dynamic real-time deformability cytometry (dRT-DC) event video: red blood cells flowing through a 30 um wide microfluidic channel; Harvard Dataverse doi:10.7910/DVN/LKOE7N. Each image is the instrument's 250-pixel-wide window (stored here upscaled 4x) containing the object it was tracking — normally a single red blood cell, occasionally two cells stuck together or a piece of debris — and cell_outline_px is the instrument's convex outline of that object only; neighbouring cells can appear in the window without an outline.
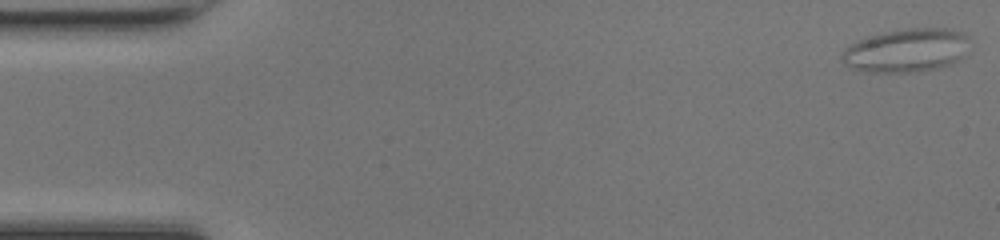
{"species": "common noctule bat (a hibernating species)", "species_latin": "Nyctalus noctula", "temperature_condition": "room temperature", "stored_images_in_passage": 49, "camera_frame_rate_fps": 3000, "um_per_image_px": 0.085, "animal": {"sex": "female", "body_mass_g": 17.0, "forearm_length_mm": 48.0}, "frame": {"image": 1, "passage_image": 1, "time_ms": 0.0, "image_size_px": [1000, 240], "cell_outline_px": [[968, 36], [964, 56], [952, 64], [912, 72], [868, 72], [852, 68], [844, 64], [840, 60], [840, 56], [844, 48], [860, 40], [872, 36], [888, 32], [908, 28], [944, 28], [960, 32]], "centroid_in_image_um": [77.01, 4.29], "position_along_channel_um": 8.0, "area_um2": 31.91}}
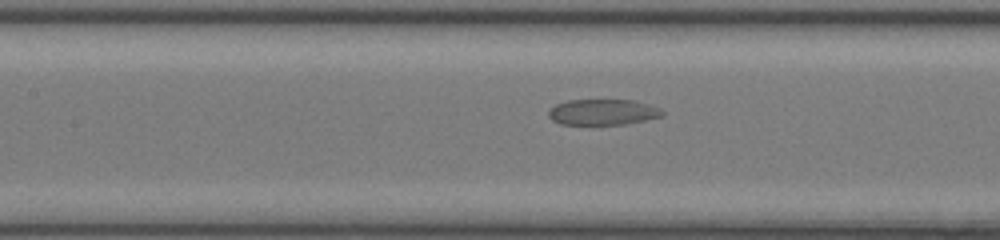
{"frame": {"image": 2, "passage_image": 22, "time_ms": 7.0, "image_size_px": [1000, 240], "cell_outline_px": [[664, 116], [628, 124], [560, 124], [552, 120], [548, 116], [548, 112], [556, 104], [568, 100], [632, 100], [648, 104], [660, 108], [664, 112]], "centroid_in_image_um": [51.27, 9.53], "position_along_channel_um": 156.1, "area_um2": 17.11}}
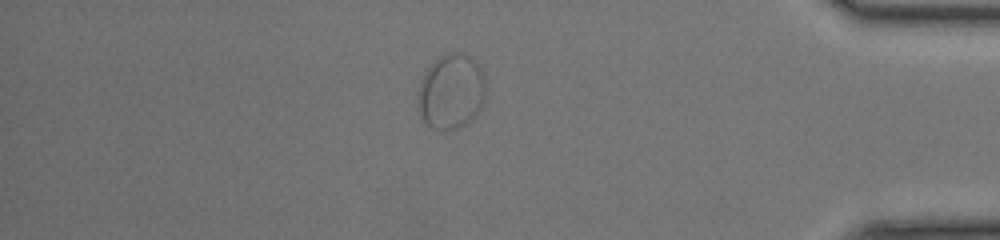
{"frame": {"image": 3, "passage_image": 42, "time_ms": 13.667, "image_size_px": [1000, 240], "cell_outline_px": [[484, 100], [480, 108], [468, 124], [456, 128], [432, 128], [424, 120], [420, 112], [416, 92], [420, 80], [428, 68], [440, 56], [452, 52], [468, 56], [476, 60], [484, 72]], "centroid_in_image_um": [38.35, 7.77], "position_along_channel_um": 396.9, "area_um2": 29.42}}